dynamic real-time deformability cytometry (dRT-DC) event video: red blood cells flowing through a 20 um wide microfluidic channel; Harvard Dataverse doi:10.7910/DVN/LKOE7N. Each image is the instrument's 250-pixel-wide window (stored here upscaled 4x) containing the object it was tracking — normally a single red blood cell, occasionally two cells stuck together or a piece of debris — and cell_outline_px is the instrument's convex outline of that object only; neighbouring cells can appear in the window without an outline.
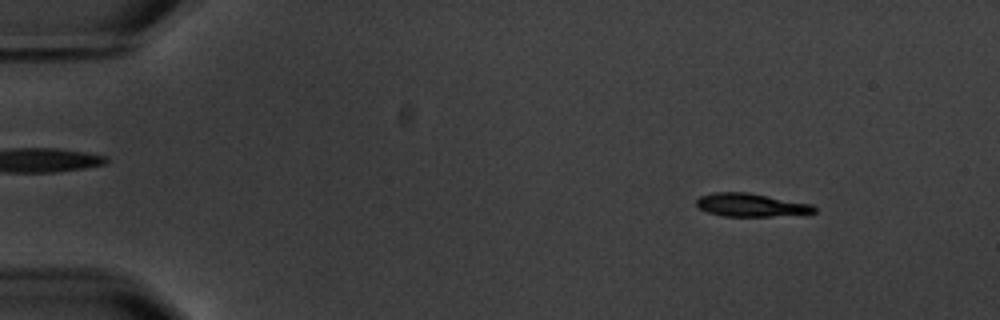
{"species": "common noctule bat (a hibernating species)", "species_latin": "Nyctalus noctula", "temperature_condition": "warm", "stored_images_in_passage": 5, "camera_frame_rate_fps": 3000, "um_per_image_px": 0.085, "animal": {"sex": "male", "body_mass_g": 20.1, "forearm_length_mm": 53.5}, "frame": {"image": 1, "passage_image": 2, "time_ms": 1.0, "image_size_px": [1000, 320], "cell_outline_px": [[816, 212], [772, 216], [724, 216], [708, 212], [700, 208], [696, 204], [696, 200], [700, 196], [712, 192], [748, 192], [812, 204], [816, 208]], "centroid_in_image_um": [63.8, 17.41], "position_along_channel_um": 21.2, "area_um2": 15.78}}
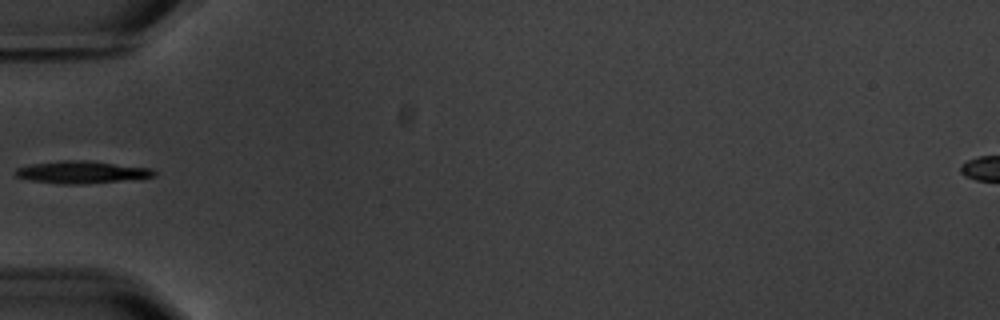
{"frame": {"image": 2, "passage_image": 5, "time_ms": 5.333, "image_size_px": [1000, 320], "cell_outline_px": [[156, 176], [120, 180], [80, 184], [64, 184], [32, 180], [16, 176], [16, 168], [32, 164], [64, 160], [88, 160], [152, 168], [156, 172]], "centroid_in_image_um": [6.97, 14.62], "position_along_channel_um": 78.0, "area_um2": 17.69}}